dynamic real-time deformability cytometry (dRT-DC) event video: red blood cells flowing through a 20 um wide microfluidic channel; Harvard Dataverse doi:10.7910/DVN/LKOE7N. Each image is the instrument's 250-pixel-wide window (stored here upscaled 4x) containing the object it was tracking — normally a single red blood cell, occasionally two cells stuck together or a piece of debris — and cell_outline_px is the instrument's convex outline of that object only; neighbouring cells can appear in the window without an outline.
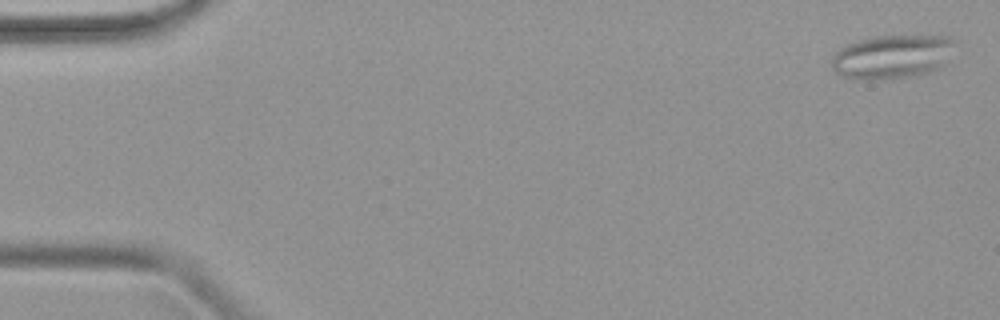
{"species": "common noctule bat (a hibernating species)", "species_latin": "Nyctalus noctula", "temperature_condition": "warm", "stored_images_in_passage": 4, "camera_frame_rate_fps": 3000, "um_per_image_px": 0.085, "animal": {"sex": "female", "body_mass_g": 19.9}, "frame": {"image": 1, "passage_image": 1, "time_ms": 0.0, "image_size_px": [1000, 320], "cell_outline_px": [[956, 40], [944, 64], [940, 68], [916, 76], [876, 80], [864, 80], [844, 76], [836, 72], [832, 68], [832, 56], [844, 44], [872, 36], [948, 36]], "centroid_in_image_um": [75.81, 4.82], "position_along_channel_um": 9.2, "area_um2": 31.56}}